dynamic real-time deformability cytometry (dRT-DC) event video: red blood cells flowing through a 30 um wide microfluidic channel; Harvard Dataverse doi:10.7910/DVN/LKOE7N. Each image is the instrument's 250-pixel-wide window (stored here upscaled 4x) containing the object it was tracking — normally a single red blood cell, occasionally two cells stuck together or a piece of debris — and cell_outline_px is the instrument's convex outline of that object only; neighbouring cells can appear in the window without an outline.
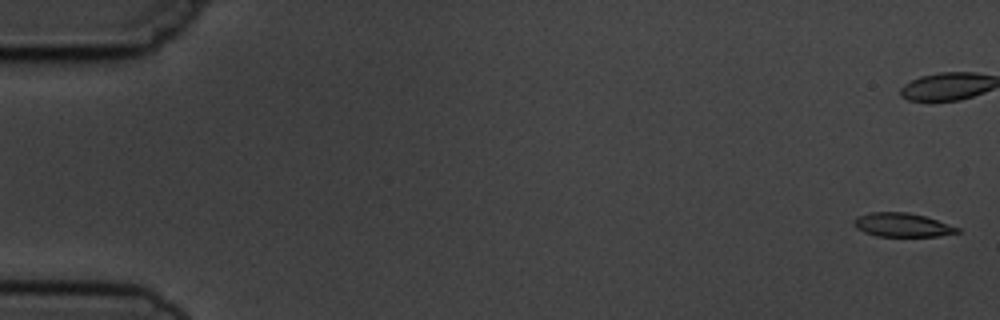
{"species": "common noctule bat (a hibernating species)", "species_latin": "Nyctalus noctula", "temperature_condition": "cold", "stored_images_in_passage": 11, "camera_frame_rate_fps": 3000, "um_per_image_px": 0.085, "animal": {"sex": "male", "body_mass_g": 19.5, "forearm_length_mm": 54.6}, "frame": {"image": 1, "passage_image": 1, "time_ms": 0.0, "image_size_px": [1000, 320], "cell_outline_px": [[960, 232], [936, 236], [876, 236], [864, 232], [856, 228], [852, 224], [852, 220], [856, 216], [872, 212], [908, 212], [924, 216], [960, 228]], "centroid_in_image_um": [76.63, 19.11], "position_along_channel_um": 8.4, "area_um2": 14.33}}